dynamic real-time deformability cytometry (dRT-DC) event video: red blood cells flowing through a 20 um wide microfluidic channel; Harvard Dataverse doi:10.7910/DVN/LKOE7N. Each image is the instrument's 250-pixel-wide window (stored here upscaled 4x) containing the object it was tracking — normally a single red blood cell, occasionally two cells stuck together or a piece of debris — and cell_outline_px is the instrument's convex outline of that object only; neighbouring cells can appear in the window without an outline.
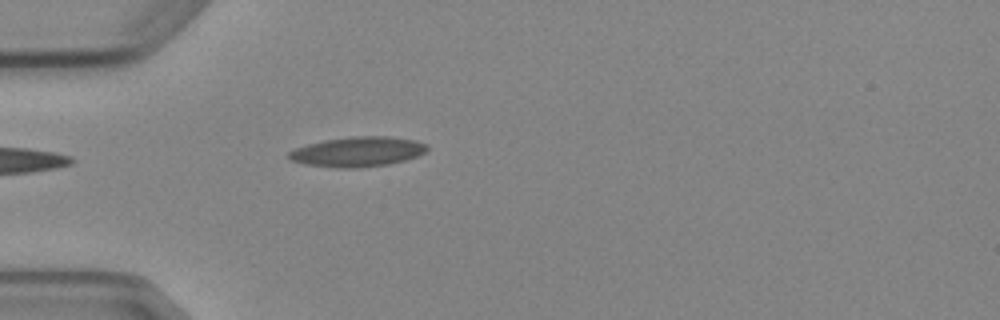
{"species": "Egyptian fruit bat (a non-hibernating species)", "species_latin": "Rousettus aegyptiacus", "temperature_condition": "cold", "stored_images_in_passage": 2, "camera_frame_rate_fps": 3000, "um_per_image_px": 0.085, "animal": {"sex": "female"}, "frame": {"image": 1, "passage_image": 2, "time_ms": 1.333, "image_size_px": [1000, 320], "cell_outline_px": [[428, 148], [424, 152], [416, 156], [404, 160], [388, 164], [360, 168], [336, 168], [304, 164], [292, 160], [288, 156], [288, 152], [296, 148], [308, 144], [324, 140], [356, 136], [388, 136], [416, 140], [428, 144]], "centroid_in_image_um": [30.41, 12.9], "position_along_channel_um": 54.6, "area_um2": 24.04}}